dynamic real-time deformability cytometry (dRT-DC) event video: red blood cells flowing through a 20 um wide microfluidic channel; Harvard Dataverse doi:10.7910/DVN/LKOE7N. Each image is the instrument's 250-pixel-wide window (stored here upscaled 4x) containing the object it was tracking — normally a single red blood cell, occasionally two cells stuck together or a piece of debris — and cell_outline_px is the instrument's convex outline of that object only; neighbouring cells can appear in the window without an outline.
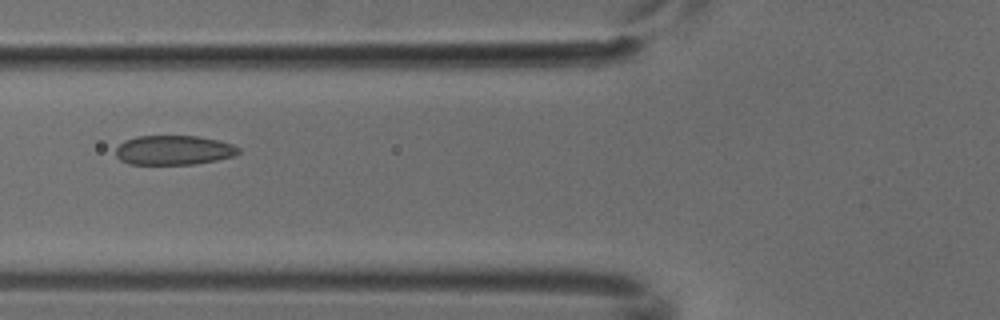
{"species": "common noctule bat (a hibernating species)", "species_latin": "Nyctalus noctula", "temperature_condition": "cold", "stored_images_in_passage": 6, "camera_frame_rate_fps": 3000, "um_per_image_px": 0.085, "animal": {"sex": "male", "body_mass_g": 18.8}, "frame": {"image": 1, "passage_image": 6, "time_ms": 1.667, "image_size_px": [1000, 320], "cell_outline_px": [[240, 152], [236, 156], [196, 164], [128, 164], [120, 160], [116, 156], [116, 148], [124, 140], [136, 136], [196, 136], [220, 140], [232, 144], [240, 148]], "centroid_in_image_um": [14.78, 12.76], "position_along_channel_um": 111.0, "area_um2": 21.27}}